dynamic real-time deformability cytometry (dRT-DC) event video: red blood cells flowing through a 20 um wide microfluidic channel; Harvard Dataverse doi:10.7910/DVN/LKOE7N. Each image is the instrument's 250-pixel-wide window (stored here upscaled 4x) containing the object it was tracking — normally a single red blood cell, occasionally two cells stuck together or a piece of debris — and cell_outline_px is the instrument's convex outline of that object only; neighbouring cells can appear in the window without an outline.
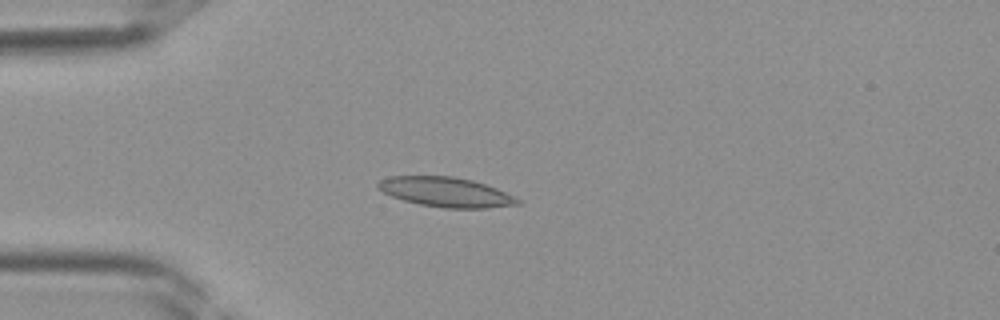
{"species": "Egyptian fruit bat (a non-hibernating species)", "species_latin": "Rousettus aegyptiacus", "temperature_condition": "room temperature", "stored_images_in_passage": 40, "camera_frame_rate_fps": 3000, "um_per_image_px": 0.085, "frame": {"image": 1, "passage_image": 11, "time_ms": 3.333, "image_size_px": [1000, 320], "cell_outline_px": [[520, 204], [488, 208], [444, 208], [420, 204], [404, 200], [392, 196], [376, 188], [376, 184], [380, 180], [388, 176], [452, 176], [472, 180], [496, 188], [520, 200]], "centroid_in_image_um": [37.86, 16.32], "position_along_channel_um": 47.1, "area_um2": 23.99}}
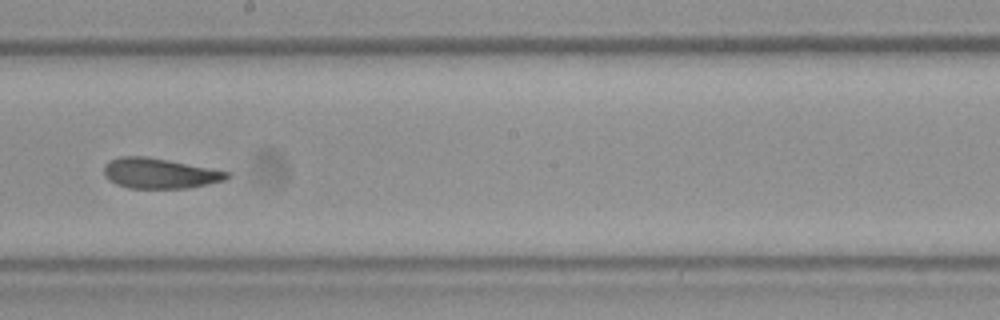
{"frame": {"image": 2, "passage_image": 23, "time_ms": 7.333, "image_size_px": [1000, 320], "cell_outline_px": [[232, 176], [224, 180], [208, 184], [188, 188], [128, 188], [116, 184], [108, 180], [104, 176], [104, 164], [108, 160], [120, 156], [148, 156], [228, 172]], "centroid_in_image_um": [13.5, 14.73], "position_along_channel_um": 234.7, "area_um2": 21.73}}
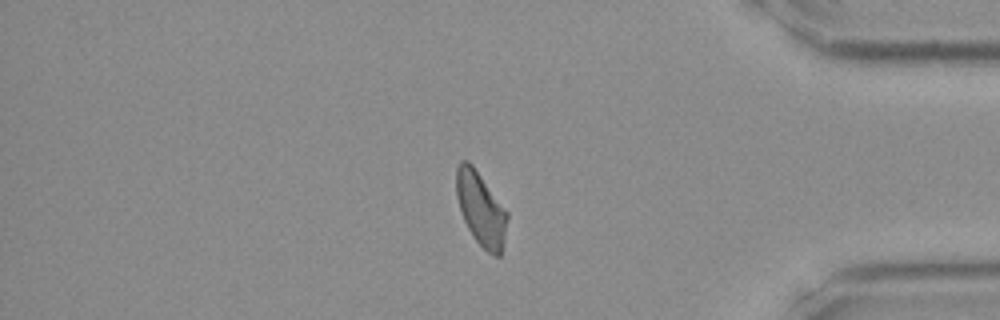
{"frame": {"image": 3, "passage_image": 34, "time_ms": 11.0, "image_size_px": [1000, 320], "cell_outline_px": [[508, 216], [504, 240], [500, 256], [496, 256], [488, 252], [472, 236], [464, 220], [456, 196], [456, 168], [460, 160], [468, 160], [472, 164], [508, 212]], "centroid_in_image_um": [40.86, 17.73], "position_along_channel_um": 394.3, "area_um2": 21.68}}